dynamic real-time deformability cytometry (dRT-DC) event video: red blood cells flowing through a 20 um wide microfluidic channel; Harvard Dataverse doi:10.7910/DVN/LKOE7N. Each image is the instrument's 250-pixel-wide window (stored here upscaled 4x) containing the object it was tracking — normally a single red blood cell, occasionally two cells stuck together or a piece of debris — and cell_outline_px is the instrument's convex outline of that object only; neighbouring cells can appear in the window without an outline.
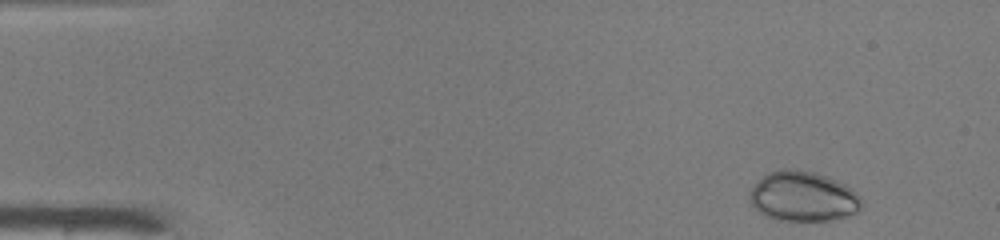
{"species": "common noctule bat (a hibernating species)", "species_latin": "Nyctalus noctula", "temperature_condition": "warm", "stored_images_in_passage": 46, "camera_frame_rate_fps": 3000, "um_per_image_px": 0.085, "animal": {"sex": "male", "body_mass_g": 19.0, "forearm_length_mm": 50.8}, "frame": {"image": 1, "passage_image": 1, "time_ms": 0.0, "image_size_px": [1000, 240], "cell_outline_px": [[860, 208], [856, 212], [844, 216], [828, 220], [780, 220], [764, 216], [748, 200], [748, 196], [752, 188], [768, 172], [780, 168], [788, 168], [816, 172], [836, 180], [852, 188], [860, 196]], "centroid_in_image_um": [68.23, 16.68], "position_along_channel_um": 16.8, "area_um2": 32.37}}
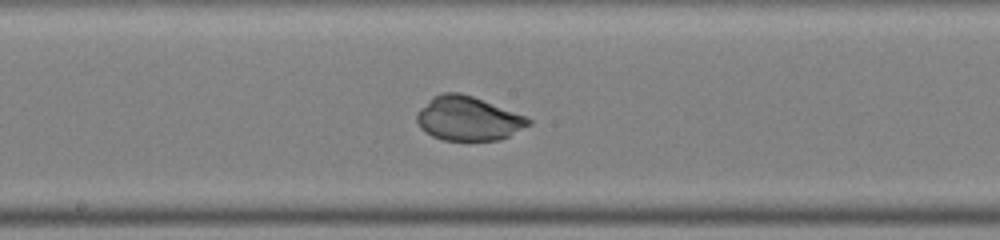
{"frame": {"image": 2, "passage_image": 23, "time_ms": 7.333, "image_size_px": [1000, 240], "cell_outline_px": [[532, 124], [500, 140], [444, 140], [432, 136], [424, 132], [420, 128], [416, 120], [416, 112], [432, 96], [444, 92], [460, 92], [472, 96], [524, 116], [532, 120]], "centroid_in_image_um": [39.74, 10.08], "position_along_channel_um": 208.5, "area_um2": 28.61}}
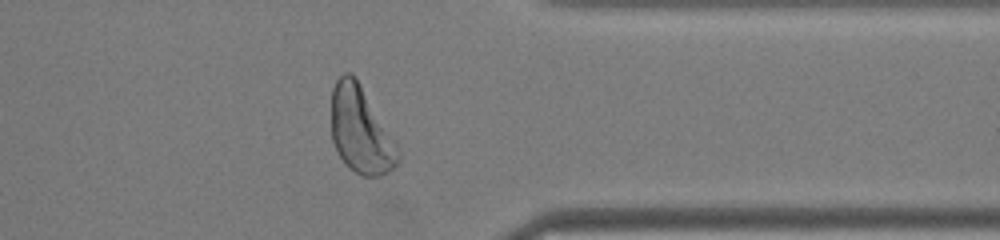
{"frame": {"image": 3, "passage_image": 36, "time_ms": 11.667, "image_size_px": [1000, 240], "cell_outline_px": [[400, 160], [388, 172], [380, 176], [364, 176], [348, 168], [344, 164], [332, 140], [332, 88], [336, 80], [344, 72], [352, 72], [356, 76], [396, 144], [400, 152]], "centroid_in_image_um": [30.65, 11.06], "position_along_channel_um": 380.8, "area_um2": 33.47}}